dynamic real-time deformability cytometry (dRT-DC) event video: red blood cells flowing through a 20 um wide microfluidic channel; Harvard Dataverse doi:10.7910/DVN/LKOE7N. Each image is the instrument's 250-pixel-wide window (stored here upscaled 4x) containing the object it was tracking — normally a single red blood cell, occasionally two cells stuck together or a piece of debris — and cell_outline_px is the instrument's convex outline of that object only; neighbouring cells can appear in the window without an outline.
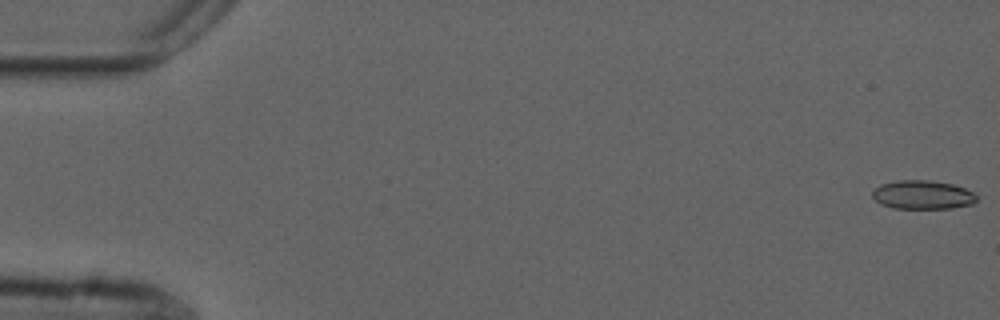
{"species": "common noctule bat (a hibernating species)", "species_latin": "Nyctalus noctula", "temperature_condition": "cold", "stored_images_in_passage": 55, "camera_frame_rate_fps": 3000, "um_per_image_px": 0.085, "animal": {"sex": "male", "forearm_length_mm": 52.5}, "frame": {"image": 1, "passage_image": 1, "time_ms": 0.0, "image_size_px": [1000, 320], "cell_outline_px": [[976, 200], [972, 204], [952, 208], [892, 208], [880, 204], [872, 196], [872, 192], [880, 184], [896, 180], [928, 180], [952, 184], [964, 188], [972, 192], [976, 196]], "centroid_in_image_um": [78.39, 16.55], "position_along_channel_um": 6.6, "area_um2": 17.4}}
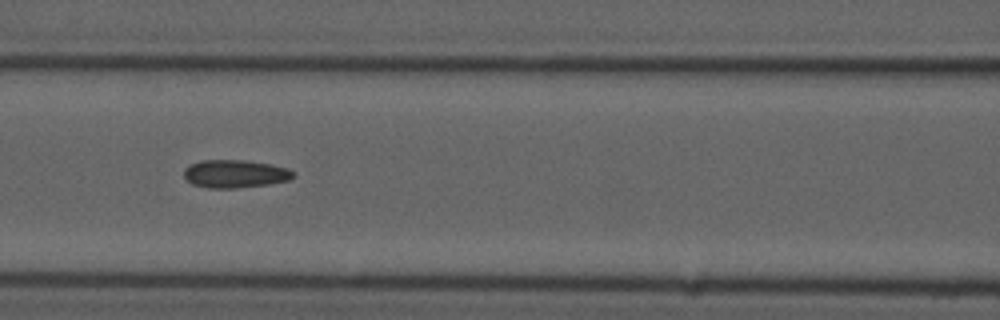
{"frame": {"image": 2, "passage_image": 24, "time_ms": 7.667, "image_size_px": [1000, 320], "cell_outline_px": [[296, 176], [288, 180], [268, 184], [236, 188], [208, 188], [192, 184], [184, 176], [184, 168], [200, 160], [244, 160], [272, 164], [288, 168], [296, 172]], "centroid_in_image_um": [20.01, 14.77], "position_along_channel_um": 146.6, "area_um2": 17.92}}
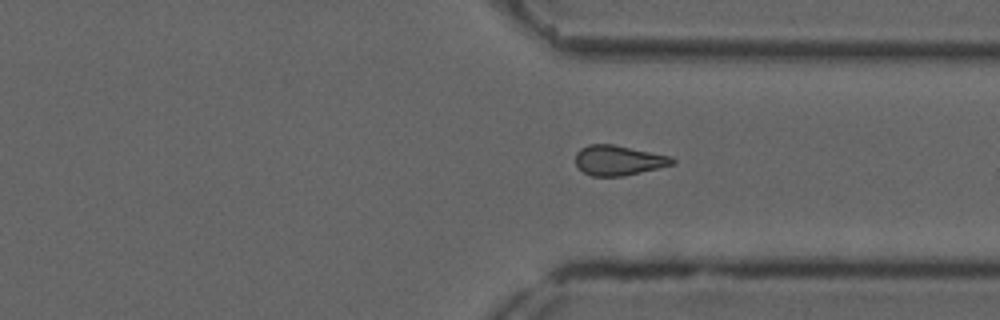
{"frame": {"image": 3, "passage_image": 41, "time_ms": 13.333, "image_size_px": [1000, 320], "cell_outline_px": [[676, 164], [624, 176], [592, 176], [584, 172], [576, 164], [576, 152], [580, 148], [588, 144], [612, 144], [672, 156], [676, 160]], "centroid_in_image_um": [52.6, 13.62], "position_along_channel_um": 358.8, "area_um2": 16.99}, "authors_computed_cell_mechanics": {"area_um2": 17.2822, "velocity_mm_per_s": 3.7519, "shape_relaxation_time_tau1_ms": null, "shape_relaxation_time_tau2_ms": 3.9536, "deformation_change_tau1": null, "deformation_change_tau2": 0.1116}}